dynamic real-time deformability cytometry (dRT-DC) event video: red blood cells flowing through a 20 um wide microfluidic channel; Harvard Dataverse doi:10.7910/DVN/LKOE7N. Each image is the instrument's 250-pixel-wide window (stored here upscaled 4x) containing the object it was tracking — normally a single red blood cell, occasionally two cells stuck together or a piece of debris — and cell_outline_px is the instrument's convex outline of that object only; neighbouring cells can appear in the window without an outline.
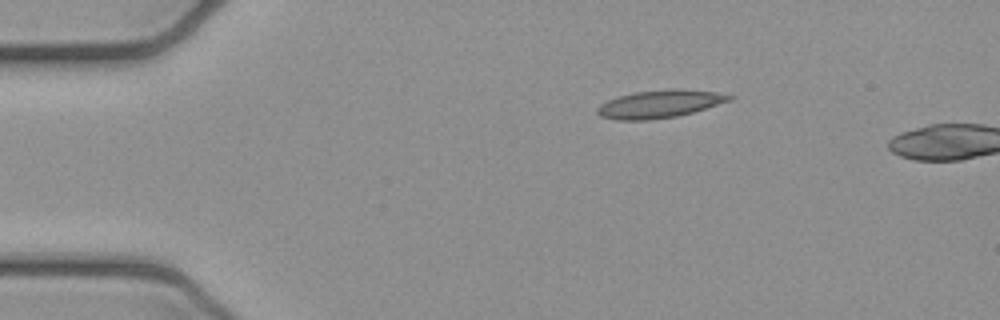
{"species": "common noctule bat (a hibernating species)", "species_latin": "Nyctalus noctula", "temperature_condition": "cold", "stored_images_in_passage": 2, "camera_frame_rate_fps": 3000, "um_per_image_px": 0.085, "animal": {"sex": "female", "body_mass_g": 21.9}, "frame": {"image": 1, "passage_image": 1, "time_ms": 0.0, "image_size_px": [1000, 320], "cell_outline_px": [[736, 96], [732, 100], [692, 112], [676, 116], [648, 120], [616, 120], [600, 116], [596, 112], [596, 108], [600, 104], [608, 100], [620, 96], [636, 92], [672, 88], [676, 88], [716, 92]], "centroid_in_image_um": [56.07, 8.83], "position_along_channel_um": 28.9, "area_um2": 21.33}}